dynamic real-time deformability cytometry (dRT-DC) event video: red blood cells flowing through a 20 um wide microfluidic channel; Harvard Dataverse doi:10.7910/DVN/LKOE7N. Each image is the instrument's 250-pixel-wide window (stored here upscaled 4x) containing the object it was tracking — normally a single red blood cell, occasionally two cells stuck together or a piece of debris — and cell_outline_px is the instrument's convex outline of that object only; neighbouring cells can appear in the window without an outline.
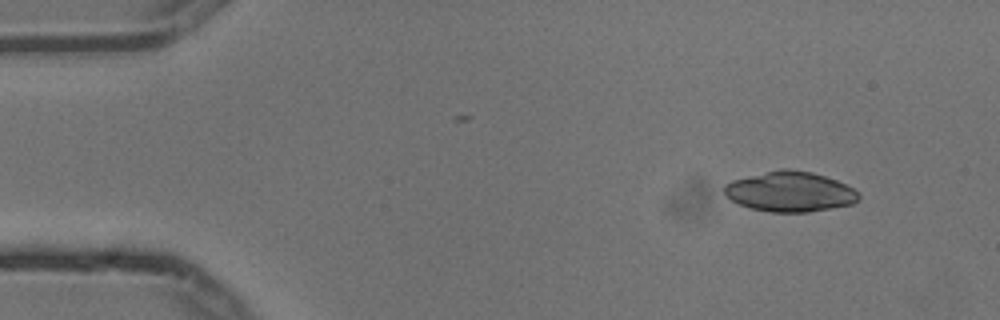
{"species": "common noctule bat (a hibernating species)", "species_latin": "Nyctalus noctula", "temperature_condition": "cold", "stored_images_in_passage": 4, "camera_frame_rate_fps": 3000, "um_per_image_px": 0.085, "animal": {"sex": "male", "body_mass_g": 13.3}, "frame": {"image": 1, "passage_image": 1, "time_ms": 0.0, "image_size_px": [1000, 320], "cell_outline_px": [[860, 200], [852, 204], [808, 212], [772, 212], [752, 208], [740, 204], [732, 200], [724, 192], [724, 184], [732, 180], [780, 168], [788, 168], [812, 172], [836, 180], [860, 192]], "centroid_in_image_um": [67.17, 16.28], "position_along_channel_um": 17.8, "area_um2": 31.33}}